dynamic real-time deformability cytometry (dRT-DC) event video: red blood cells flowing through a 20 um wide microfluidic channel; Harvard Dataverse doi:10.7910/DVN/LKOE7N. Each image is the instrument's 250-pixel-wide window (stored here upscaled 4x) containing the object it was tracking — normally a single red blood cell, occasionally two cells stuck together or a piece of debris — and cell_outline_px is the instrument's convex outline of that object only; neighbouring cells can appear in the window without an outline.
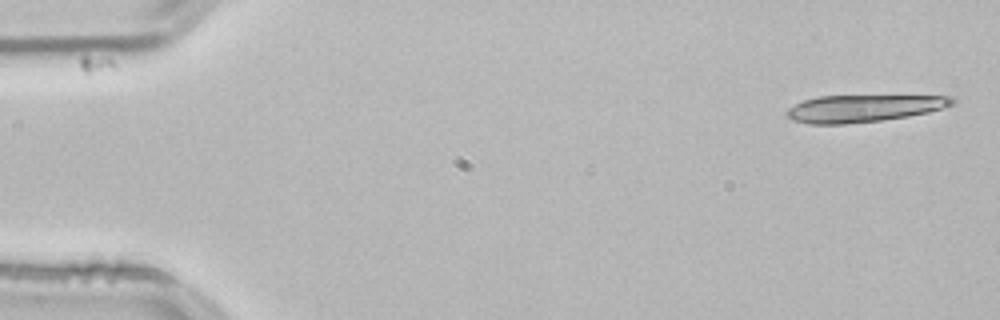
{"species": "common noctule bat (a hibernating species)", "species_latin": "Nyctalus noctula", "temperature_condition": "room temperature", "stored_images_in_passage": 16, "camera_frame_rate_fps": 3000, "um_per_image_px": 0.085, "animal": {"sex": "male", "body_mass_g": 21.5, "forearm_length_mm": 52.0}, "frame": {"image": 1, "passage_image": 1, "time_ms": 0.0, "image_size_px": [1000, 320], "cell_outline_px": [[956, 100], [952, 104], [928, 112], [908, 116], [880, 120], [844, 124], [808, 124], [792, 120], [784, 112], [788, 108], [804, 100], [820, 96], [956, 96]], "centroid_in_image_um": [73.37, 9.21], "position_along_channel_um": 11.6, "area_um2": 25.95}}